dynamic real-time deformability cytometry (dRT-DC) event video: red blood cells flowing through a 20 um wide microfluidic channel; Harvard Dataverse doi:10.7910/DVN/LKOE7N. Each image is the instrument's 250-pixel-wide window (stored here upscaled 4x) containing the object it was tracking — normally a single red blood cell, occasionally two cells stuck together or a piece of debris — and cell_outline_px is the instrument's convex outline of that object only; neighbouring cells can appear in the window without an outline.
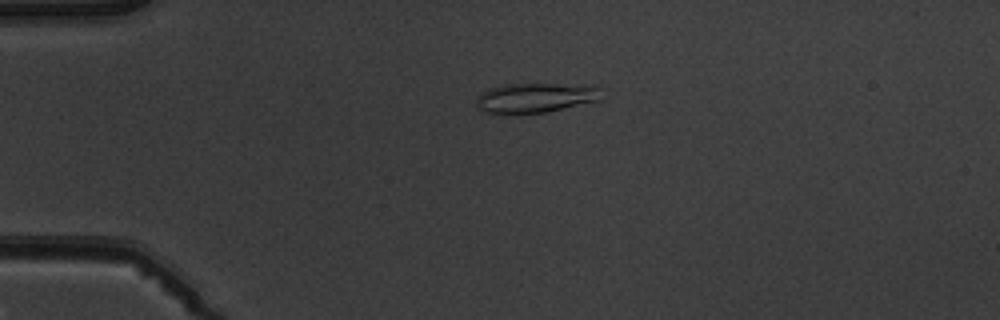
{"species": "common noctule bat (a hibernating species)", "species_latin": "Nyctalus noctula", "temperature_condition": "warm", "stored_images_in_passage": 6, "segment_of_instrument_passage": [2, 2], "camera_frame_rate_fps": 3000, "um_per_image_px": 0.085, "animal": {"sex": "male", "body_mass_g": 19.5, "forearm_length_mm": 54.6}, "frame": {"image": 1, "passage_image": 6, "time_ms": 6.0, "image_size_px": [1000, 320], "cell_outline_px": [[600, 100], [548, 112], [484, 112], [476, 104], [476, 100], [488, 88], [508, 84], [592, 84], [600, 88]], "centroid_in_image_um": [45.6, 8.28], "position_along_channel_um": 39.4, "area_um2": 21.33}}